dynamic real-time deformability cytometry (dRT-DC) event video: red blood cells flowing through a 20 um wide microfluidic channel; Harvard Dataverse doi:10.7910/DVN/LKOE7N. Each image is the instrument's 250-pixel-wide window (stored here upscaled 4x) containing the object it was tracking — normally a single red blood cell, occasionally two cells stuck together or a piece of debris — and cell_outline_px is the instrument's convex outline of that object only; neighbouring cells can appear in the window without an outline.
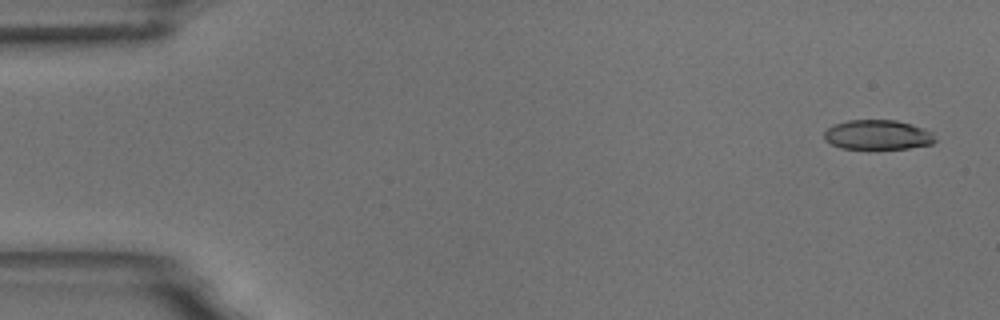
{"species": "common noctule bat (a hibernating species)", "species_latin": "Nyctalus noctula", "temperature_condition": "room temperature", "stored_images_in_passage": 4, "camera_frame_rate_fps": 3000, "um_per_image_px": 0.085, "animal": {"sex": "male", "body_mass_g": 18.8}, "frame": {"image": 1, "passage_image": 1, "time_ms": 0.0, "image_size_px": [1000, 320], "cell_outline_px": [[936, 140], [932, 144], [908, 148], [868, 152], [840, 148], [824, 140], [824, 132], [828, 128], [836, 124], [848, 120], [896, 120], [912, 124], [932, 132]], "centroid_in_image_um": [74.58, 11.51], "position_along_channel_um": 10.4, "area_um2": 20.0}}